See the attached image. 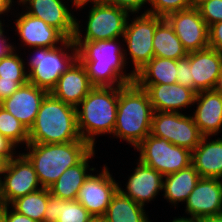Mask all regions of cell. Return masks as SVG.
<instances>
[{
  "instance_id": "obj_1",
  "label": "cell",
  "mask_w": 222,
  "mask_h": 222,
  "mask_svg": "<svg viewBox=\"0 0 222 222\" xmlns=\"http://www.w3.org/2000/svg\"><path fill=\"white\" fill-rule=\"evenodd\" d=\"M74 43L77 59L93 87H123L134 82L135 75L130 69L128 72L124 58L123 38Z\"/></svg>"
},
{
  "instance_id": "obj_2",
  "label": "cell",
  "mask_w": 222,
  "mask_h": 222,
  "mask_svg": "<svg viewBox=\"0 0 222 222\" xmlns=\"http://www.w3.org/2000/svg\"><path fill=\"white\" fill-rule=\"evenodd\" d=\"M153 108L147 91L135 82L119 87L115 128L111 138L136 148L151 130Z\"/></svg>"
},
{
  "instance_id": "obj_3",
  "label": "cell",
  "mask_w": 222,
  "mask_h": 222,
  "mask_svg": "<svg viewBox=\"0 0 222 222\" xmlns=\"http://www.w3.org/2000/svg\"><path fill=\"white\" fill-rule=\"evenodd\" d=\"M93 149L80 139L56 144L28 143L20 152L32 163L42 188H49L66 169L80 163Z\"/></svg>"
},
{
  "instance_id": "obj_4",
  "label": "cell",
  "mask_w": 222,
  "mask_h": 222,
  "mask_svg": "<svg viewBox=\"0 0 222 222\" xmlns=\"http://www.w3.org/2000/svg\"><path fill=\"white\" fill-rule=\"evenodd\" d=\"M118 100L119 87H93L76 107L80 137L93 148H96L98 137H112Z\"/></svg>"
},
{
  "instance_id": "obj_5",
  "label": "cell",
  "mask_w": 222,
  "mask_h": 222,
  "mask_svg": "<svg viewBox=\"0 0 222 222\" xmlns=\"http://www.w3.org/2000/svg\"><path fill=\"white\" fill-rule=\"evenodd\" d=\"M77 109L48 93L29 129L28 143L56 144L80 140Z\"/></svg>"
},
{
  "instance_id": "obj_6",
  "label": "cell",
  "mask_w": 222,
  "mask_h": 222,
  "mask_svg": "<svg viewBox=\"0 0 222 222\" xmlns=\"http://www.w3.org/2000/svg\"><path fill=\"white\" fill-rule=\"evenodd\" d=\"M29 50L32 54L29 59L28 56L27 59L23 57L28 82L48 93L55 88L60 76L77 60V46L73 39H66L53 48L31 47L28 52Z\"/></svg>"
},
{
  "instance_id": "obj_7",
  "label": "cell",
  "mask_w": 222,
  "mask_h": 222,
  "mask_svg": "<svg viewBox=\"0 0 222 222\" xmlns=\"http://www.w3.org/2000/svg\"><path fill=\"white\" fill-rule=\"evenodd\" d=\"M86 6L91 7V9H88V12H82L87 13V20L84 21L86 22L84 24L86 26L84 27L83 24H80L81 20L75 17L74 41H98L123 38L126 23L130 15L127 10L105 2H90L76 7L75 12L87 9Z\"/></svg>"
},
{
  "instance_id": "obj_8",
  "label": "cell",
  "mask_w": 222,
  "mask_h": 222,
  "mask_svg": "<svg viewBox=\"0 0 222 222\" xmlns=\"http://www.w3.org/2000/svg\"><path fill=\"white\" fill-rule=\"evenodd\" d=\"M163 19L149 13L129 15L123 35V47H127L124 49V58L127 66H133L131 71L134 75L154 57L153 36Z\"/></svg>"
},
{
  "instance_id": "obj_9",
  "label": "cell",
  "mask_w": 222,
  "mask_h": 222,
  "mask_svg": "<svg viewBox=\"0 0 222 222\" xmlns=\"http://www.w3.org/2000/svg\"><path fill=\"white\" fill-rule=\"evenodd\" d=\"M134 150L142 163L150 166L163 176L178 172L191 165L192 152L174 145L166 139L149 134Z\"/></svg>"
},
{
  "instance_id": "obj_10",
  "label": "cell",
  "mask_w": 222,
  "mask_h": 222,
  "mask_svg": "<svg viewBox=\"0 0 222 222\" xmlns=\"http://www.w3.org/2000/svg\"><path fill=\"white\" fill-rule=\"evenodd\" d=\"M186 114L183 112H154L150 134L192 152L200 143L203 135L195 124L191 113Z\"/></svg>"
},
{
  "instance_id": "obj_11",
  "label": "cell",
  "mask_w": 222,
  "mask_h": 222,
  "mask_svg": "<svg viewBox=\"0 0 222 222\" xmlns=\"http://www.w3.org/2000/svg\"><path fill=\"white\" fill-rule=\"evenodd\" d=\"M41 188L32 163L22 152L19 151L4 164L1 171L2 205H10L14 200Z\"/></svg>"
},
{
  "instance_id": "obj_12",
  "label": "cell",
  "mask_w": 222,
  "mask_h": 222,
  "mask_svg": "<svg viewBox=\"0 0 222 222\" xmlns=\"http://www.w3.org/2000/svg\"><path fill=\"white\" fill-rule=\"evenodd\" d=\"M106 165L99 167L101 172L96 169L88 176L76 198L92 216H104L118 190V180Z\"/></svg>"
},
{
  "instance_id": "obj_13",
  "label": "cell",
  "mask_w": 222,
  "mask_h": 222,
  "mask_svg": "<svg viewBox=\"0 0 222 222\" xmlns=\"http://www.w3.org/2000/svg\"><path fill=\"white\" fill-rule=\"evenodd\" d=\"M18 8V9H17ZM17 10H14V13L11 18L14 24V30L16 33L15 36L19 37V48H17L13 42V49L19 50L31 47H48L53 48L58 45H61L67 38L56 28L49 26L42 19L36 18L27 14L22 8L21 12L19 11V6L16 7ZM18 11V12H17ZM17 12V13H16ZM16 14V15H15ZM23 44V45H22ZM20 46L22 48H20Z\"/></svg>"
},
{
  "instance_id": "obj_14",
  "label": "cell",
  "mask_w": 222,
  "mask_h": 222,
  "mask_svg": "<svg viewBox=\"0 0 222 222\" xmlns=\"http://www.w3.org/2000/svg\"><path fill=\"white\" fill-rule=\"evenodd\" d=\"M17 5L33 17L59 30L67 39L75 34V9L72 0H17ZM72 4L71 8L69 3ZM67 3V4H66ZM70 8V9H69ZM74 10V11H73Z\"/></svg>"
},
{
  "instance_id": "obj_15",
  "label": "cell",
  "mask_w": 222,
  "mask_h": 222,
  "mask_svg": "<svg viewBox=\"0 0 222 222\" xmlns=\"http://www.w3.org/2000/svg\"><path fill=\"white\" fill-rule=\"evenodd\" d=\"M165 19L172 26L187 53L209 47V27L196 6L170 13Z\"/></svg>"
},
{
  "instance_id": "obj_16",
  "label": "cell",
  "mask_w": 222,
  "mask_h": 222,
  "mask_svg": "<svg viewBox=\"0 0 222 222\" xmlns=\"http://www.w3.org/2000/svg\"><path fill=\"white\" fill-rule=\"evenodd\" d=\"M136 160V167H133L131 170L133 172L127 175L125 188L122 187V182L118 181V191L145 207L149 202L152 204L151 201H155L160 192L162 195L164 176L140 160Z\"/></svg>"
},
{
  "instance_id": "obj_17",
  "label": "cell",
  "mask_w": 222,
  "mask_h": 222,
  "mask_svg": "<svg viewBox=\"0 0 222 222\" xmlns=\"http://www.w3.org/2000/svg\"><path fill=\"white\" fill-rule=\"evenodd\" d=\"M184 204L185 217L195 220L221 215L222 179L200 178Z\"/></svg>"
},
{
  "instance_id": "obj_18",
  "label": "cell",
  "mask_w": 222,
  "mask_h": 222,
  "mask_svg": "<svg viewBox=\"0 0 222 222\" xmlns=\"http://www.w3.org/2000/svg\"><path fill=\"white\" fill-rule=\"evenodd\" d=\"M47 94L48 92L44 89L27 82L21 85L9 98H6L0 106L19 120L29 131Z\"/></svg>"
},
{
  "instance_id": "obj_19",
  "label": "cell",
  "mask_w": 222,
  "mask_h": 222,
  "mask_svg": "<svg viewBox=\"0 0 222 222\" xmlns=\"http://www.w3.org/2000/svg\"><path fill=\"white\" fill-rule=\"evenodd\" d=\"M145 89L149 95L154 112H178L188 107L192 110L196 92L181 84H153L138 85ZM182 110V111H181Z\"/></svg>"
},
{
  "instance_id": "obj_20",
  "label": "cell",
  "mask_w": 222,
  "mask_h": 222,
  "mask_svg": "<svg viewBox=\"0 0 222 222\" xmlns=\"http://www.w3.org/2000/svg\"><path fill=\"white\" fill-rule=\"evenodd\" d=\"M191 66V89L213 90L222 67V52L206 48L187 54Z\"/></svg>"
},
{
  "instance_id": "obj_21",
  "label": "cell",
  "mask_w": 222,
  "mask_h": 222,
  "mask_svg": "<svg viewBox=\"0 0 222 222\" xmlns=\"http://www.w3.org/2000/svg\"><path fill=\"white\" fill-rule=\"evenodd\" d=\"M196 105V106H195ZM191 113L203 136H218L222 132V95L214 90L196 93Z\"/></svg>"
},
{
  "instance_id": "obj_22",
  "label": "cell",
  "mask_w": 222,
  "mask_h": 222,
  "mask_svg": "<svg viewBox=\"0 0 222 222\" xmlns=\"http://www.w3.org/2000/svg\"><path fill=\"white\" fill-rule=\"evenodd\" d=\"M92 88L84 66L77 59L60 76L50 93L64 103L77 107Z\"/></svg>"
},
{
  "instance_id": "obj_23",
  "label": "cell",
  "mask_w": 222,
  "mask_h": 222,
  "mask_svg": "<svg viewBox=\"0 0 222 222\" xmlns=\"http://www.w3.org/2000/svg\"><path fill=\"white\" fill-rule=\"evenodd\" d=\"M220 136H215L214 139L213 136H203L192 151L191 164L201 178L222 179V135Z\"/></svg>"
},
{
  "instance_id": "obj_24",
  "label": "cell",
  "mask_w": 222,
  "mask_h": 222,
  "mask_svg": "<svg viewBox=\"0 0 222 222\" xmlns=\"http://www.w3.org/2000/svg\"><path fill=\"white\" fill-rule=\"evenodd\" d=\"M95 148L77 165L66 169L50 187V193L62 200H76L78 192L88 176L96 170L92 159L96 156ZM91 160V161H90Z\"/></svg>"
},
{
  "instance_id": "obj_25",
  "label": "cell",
  "mask_w": 222,
  "mask_h": 222,
  "mask_svg": "<svg viewBox=\"0 0 222 222\" xmlns=\"http://www.w3.org/2000/svg\"><path fill=\"white\" fill-rule=\"evenodd\" d=\"M201 177L191 164L188 167L165 175L163 178V198L171 208L178 210L179 204H184Z\"/></svg>"
},
{
  "instance_id": "obj_26",
  "label": "cell",
  "mask_w": 222,
  "mask_h": 222,
  "mask_svg": "<svg viewBox=\"0 0 222 222\" xmlns=\"http://www.w3.org/2000/svg\"><path fill=\"white\" fill-rule=\"evenodd\" d=\"M177 61L168 58L153 57L135 74L137 85L177 83Z\"/></svg>"
},
{
  "instance_id": "obj_27",
  "label": "cell",
  "mask_w": 222,
  "mask_h": 222,
  "mask_svg": "<svg viewBox=\"0 0 222 222\" xmlns=\"http://www.w3.org/2000/svg\"><path fill=\"white\" fill-rule=\"evenodd\" d=\"M146 208L117 190L104 217L108 222H151Z\"/></svg>"
},
{
  "instance_id": "obj_28",
  "label": "cell",
  "mask_w": 222,
  "mask_h": 222,
  "mask_svg": "<svg viewBox=\"0 0 222 222\" xmlns=\"http://www.w3.org/2000/svg\"><path fill=\"white\" fill-rule=\"evenodd\" d=\"M154 57L179 60L187 56L180 39L164 18L156 27L153 36Z\"/></svg>"
},
{
  "instance_id": "obj_29",
  "label": "cell",
  "mask_w": 222,
  "mask_h": 222,
  "mask_svg": "<svg viewBox=\"0 0 222 222\" xmlns=\"http://www.w3.org/2000/svg\"><path fill=\"white\" fill-rule=\"evenodd\" d=\"M50 194L49 188H41L14 200L10 206L18 213L28 216L37 222H44L45 210Z\"/></svg>"
},
{
  "instance_id": "obj_30",
  "label": "cell",
  "mask_w": 222,
  "mask_h": 222,
  "mask_svg": "<svg viewBox=\"0 0 222 222\" xmlns=\"http://www.w3.org/2000/svg\"><path fill=\"white\" fill-rule=\"evenodd\" d=\"M0 133L10 140L19 150L28 144L29 131L2 106H0Z\"/></svg>"
},
{
  "instance_id": "obj_31",
  "label": "cell",
  "mask_w": 222,
  "mask_h": 222,
  "mask_svg": "<svg viewBox=\"0 0 222 222\" xmlns=\"http://www.w3.org/2000/svg\"><path fill=\"white\" fill-rule=\"evenodd\" d=\"M20 53V55H19ZM19 50L13 49L0 59V77L7 80H15L20 85L28 82V74L25 69L23 56Z\"/></svg>"
},
{
  "instance_id": "obj_32",
  "label": "cell",
  "mask_w": 222,
  "mask_h": 222,
  "mask_svg": "<svg viewBox=\"0 0 222 222\" xmlns=\"http://www.w3.org/2000/svg\"><path fill=\"white\" fill-rule=\"evenodd\" d=\"M92 215L77 200L59 198V218L57 222H89Z\"/></svg>"
},
{
  "instance_id": "obj_33",
  "label": "cell",
  "mask_w": 222,
  "mask_h": 222,
  "mask_svg": "<svg viewBox=\"0 0 222 222\" xmlns=\"http://www.w3.org/2000/svg\"><path fill=\"white\" fill-rule=\"evenodd\" d=\"M147 13L165 18L168 14L196 6L195 0H150Z\"/></svg>"
},
{
  "instance_id": "obj_34",
  "label": "cell",
  "mask_w": 222,
  "mask_h": 222,
  "mask_svg": "<svg viewBox=\"0 0 222 222\" xmlns=\"http://www.w3.org/2000/svg\"><path fill=\"white\" fill-rule=\"evenodd\" d=\"M196 7L208 27L222 21V0H201Z\"/></svg>"
},
{
  "instance_id": "obj_35",
  "label": "cell",
  "mask_w": 222,
  "mask_h": 222,
  "mask_svg": "<svg viewBox=\"0 0 222 222\" xmlns=\"http://www.w3.org/2000/svg\"><path fill=\"white\" fill-rule=\"evenodd\" d=\"M107 4L127 10L130 14L147 13L150 0H105ZM148 5V6H147ZM146 9H144V8ZM142 9H144L142 11ZM140 11V12H139Z\"/></svg>"
},
{
  "instance_id": "obj_36",
  "label": "cell",
  "mask_w": 222,
  "mask_h": 222,
  "mask_svg": "<svg viewBox=\"0 0 222 222\" xmlns=\"http://www.w3.org/2000/svg\"><path fill=\"white\" fill-rule=\"evenodd\" d=\"M177 83L191 89V66L186 56L177 60Z\"/></svg>"
},
{
  "instance_id": "obj_37",
  "label": "cell",
  "mask_w": 222,
  "mask_h": 222,
  "mask_svg": "<svg viewBox=\"0 0 222 222\" xmlns=\"http://www.w3.org/2000/svg\"><path fill=\"white\" fill-rule=\"evenodd\" d=\"M209 48L222 52V21L208 28Z\"/></svg>"
},
{
  "instance_id": "obj_38",
  "label": "cell",
  "mask_w": 222,
  "mask_h": 222,
  "mask_svg": "<svg viewBox=\"0 0 222 222\" xmlns=\"http://www.w3.org/2000/svg\"><path fill=\"white\" fill-rule=\"evenodd\" d=\"M0 215L4 218L5 222H37L15 211L10 205H2L0 207Z\"/></svg>"
},
{
  "instance_id": "obj_39",
  "label": "cell",
  "mask_w": 222,
  "mask_h": 222,
  "mask_svg": "<svg viewBox=\"0 0 222 222\" xmlns=\"http://www.w3.org/2000/svg\"><path fill=\"white\" fill-rule=\"evenodd\" d=\"M17 149L18 148L10 140L0 133V160L4 164L19 152Z\"/></svg>"
},
{
  "instance_id": "obj_40",
  "label": "cell",
  "mask_w": 222,
  "mask_h": 222,
  "mask_svg": "<svg viewBox=\"0 0 222 222\" xmlns=\"http://www.w3.org/2000/svg\"><path fill=\"white\" fill-rule=\"evenodd\" d=\"M59 218V198L52 194L48 197V204L45 210L44 222H57Z\"/></svg>"
},
{
  "instance_id": "obj_41",
  "label": "cell",
  "mask_w": 222,
  "mask_h": 222,
  "mask_svg": "<svg viewBox=\"0 0 222 222\" xmlns=\"http://www.w3.org/2000/svg\"><path fill=\"white\" fill-rule=\"evenodd\" d=\"M20 86L15 80H7L0 77V104L6 98H9Z\"/></svg>"
},
{
  "instance_id": "obj_42",
  "label": "cell",
  "mask_w": 222,
  "mask_h": 222,
  "mask_svg": "<svg viewBox=\"0 0 222 222\" xmlns=\"http://www.w3.org/2000/svg\"><path fill=\"white\" fill-rule=\"evenodd\" d=\"M9 26H10V24L8 23V25L3 24L0 27V59L2 57L6 56L9 52H11L13 50V42L9 41L10 36L7 33L8 30H6V27L9 28ZM4 27H5V29H4ZM5 33L8 34V35H6Z\"/></svg>"
},
{
  "instance_id": "obj_43",
  "label": "cell",
  "mask_w": 222,
  "mask_h": 222,
  "mask_svg": "<svg viewBox=\"0 0 222 222\" xmlns=\"http://www.w3.org/2000/svg\"><path fill=\"white\" fill-rule=\"evenodd\" d=\"M17 2L18 1H16V0L15 1L14 0H0V20L4 24H5V21H6L5 20V15H7L6 17H8V16H10L14 13V7L16 6ZM8 13H11V14L8 15Z\"/></svg>"
},
{
  "instance_id": "obj_44",
  "label": "cell",
  "mask_w": 222,
  "mask_h": 222,
  "mask_svg": "<svg viewBox=\"0 0 222 222\" xmlns=\"http://www.w3.org/2000/svg\"><path fill=\"white\" fill-rule=\"evenodd\" d=\"M197 222H222V214L210 217H204L196 220Z\"/></svg>"
},
{
  "instance_id": "obj_45",
  "label": "cell",
  "mask_w": 222,
  "mask_h": 222,
  "mask_svg": "<svg viewBox=\"0 0 222 222\" xmlns=\"http://www.w3.org/2000/svg\"><path fill=\"white\" fill-rule=\"evenodd\" d=\"M213 90L219 93L220 95H222V67H221L220 73L217 78V82Z\"/></svg>"
},
{
  "instance_id": "obj_46",
  "label": "cell",
  "mask_w": 222,
  "mask_h": 222,
  "mask_svg": "<svg viewBox=\"0 0 222 222\" xmlns=\"http://www.w3.org/2000/svg\"><path fill=\"white\" fill-rule=\"evenodd\" d=\"M169 222H197V221L195 219L185 217L184 214H183L182 217H181V215H179L178 217L177 216L173 217V220H170Z\"/></svg>"
},
{
  "instance_id": "obj_47",
  "label": "cell",
  "mask_w": 222,
  "mask_h": 222,
  "mask_svg": "<svg viewBox=\"0 0 222 222\" xmlns=\"http://www.w3.org/2000/svg\"><path fill=\"white\" fill-rule=\"evenodd\" d=\"M74 7H78L80 5L90 3V2H104L105 0H72Z\"/></svg>"
},
{
  "instance_id": "obj_48",
  "label": "cell",
  "mask_w": 222,
  "mask_h": 222,
  "mask_svg": "<svg viewBox=\"0 0 222 222\" xmlns=\"http://www.w3.org/2000/svg\"><path fill=\"white\" fill-rule=\"evenodd\" d=\"M89 222H108L104 216H92Z\"/></svg>"
},
{
  "instance_id": "obj_49",
  "label": "cell",
  "mask_w": 222,
  "mask_h": 222,
  "mask_svg": "<svg viewBox=\"0 0 222 222\" xmlns=\"http://www.w3.org/2000/svg\"><path fill=\"white\" fill-rule=\"evenodd\" d=\"M2 206V194H1V171H0V207Z\"/></svg>"
},
{
  "instance_id": "obj_50",
  "label": "cell",
  "mask_w": 222,
  "mask_h": 222,
  "mask_svg": "<svg viewBox=\"0 0 222 222\" xmlns=\"http://www.w3.org/2000/svg\"><path fill=\"white\" fill-rule=\"evenodd\" d=\"M4 163L0 160V171H2Z\"/></svg>"
},
{
  "instance_id": "obj_51",
  "label": "cell",
  "mask_w": 222,
  "mask_h": 222,
  "mask_svg": "<svg viewBox=\"0 0 222 222\" xmlns=\"http://www.w3.org/2000/svg\"><path fill=\"white\" fill-rule=\"evenodd\" d=\"M0 222H5L4 218L0 215Z\"/></svg>"
},
{
  "instance_id": "obj_52",
  "label": "cell",
  "mask_w": 222,
  "mask_h": 222,
  "mask_svg": "<svg viewBox=\"0 0 222 222\" xmlns=\"http://www.w3.org/2000/svg\"><path fill=\"white\" fill-rule=\"evenodd\" d=\"M201 0H195L196 5L200 2Z\"/></svg>"
},
{
  "instance_id": "obj_53",
  "label": "cell",
  "mask_w": 222,
  "mask_h": 222,
  "mask_svg": "<svg viewBox=\"0 0 222 222\" xmlns=\"http://www.w3.org/2000/svg\"><path fill=\"white\" fill-rule=\"evenodd\" d=\"M4 23L0 20V27L3 25Z\"/></svg>"
}]
</instances>
